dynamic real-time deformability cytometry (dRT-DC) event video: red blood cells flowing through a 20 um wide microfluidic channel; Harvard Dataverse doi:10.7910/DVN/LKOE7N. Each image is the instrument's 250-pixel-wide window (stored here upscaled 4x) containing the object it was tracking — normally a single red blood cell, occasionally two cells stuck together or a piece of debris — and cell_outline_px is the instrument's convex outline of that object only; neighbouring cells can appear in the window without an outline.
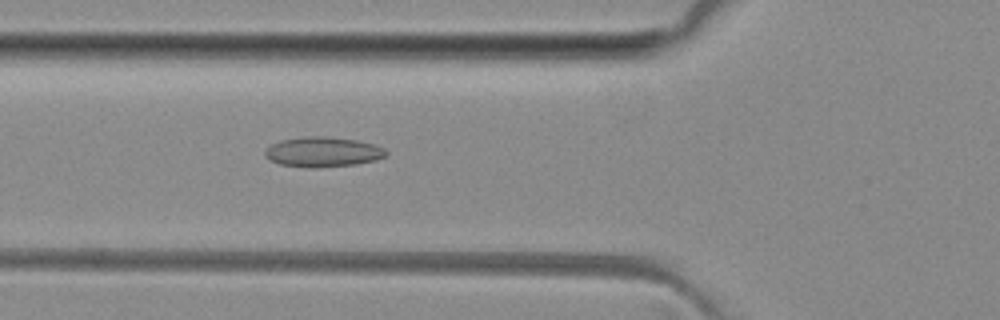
{"species": "common noctule bat (a hibernating species)", "species_latin": "Nyctalus noctula", "temperature_condition": "room temperature", "stored_images_in_passage": 37, "camera_frame_rate_fps": 3000, "um_per_image_px": 0.085, "animal": {"sex": "female", "body_mass_g": 29.2, "forearm_length_mm": 56.3}, "frame": {"image": 1, "passage_image": 6, "time_ms": 1.667, "image_size_px": [1000, 320], "cell_outline_px": [[388, 156], [376, 160], [356, 164], [316, 168], [308, 168], [280, 164], [264, 156], [264, 152], [272, 144], [280, 140], [304, 136], [324, 136], [356, 140], [372, 144], [384, 148], [388, 152]], "centroid_in_image_um": [27.46, 12.92], "position_along_channel_um": 98.3, "area_um2": 21.21}}
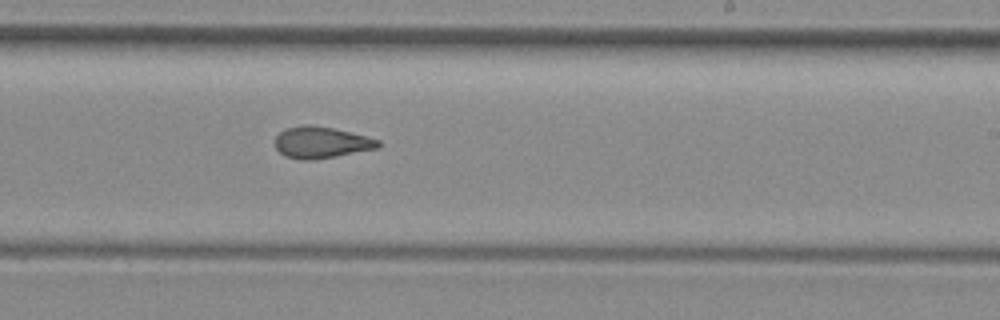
{"frame": {"image": 2, "passage_image": 18, "time_ms": 5.667, "image_size_px": [1000, 320], "cell_outline_px": [[380, 148], [312, 160], [300, 160], [284, 156], [276, 148], [276, 136], [280, 132], [288, 128], [304, 124], [308, 124], [332, 128], [380, 140]], "centroid_in_image_um": [27.29, 12.12], "position_along_channel_um": 261.7, "area_um2": 18.73}}
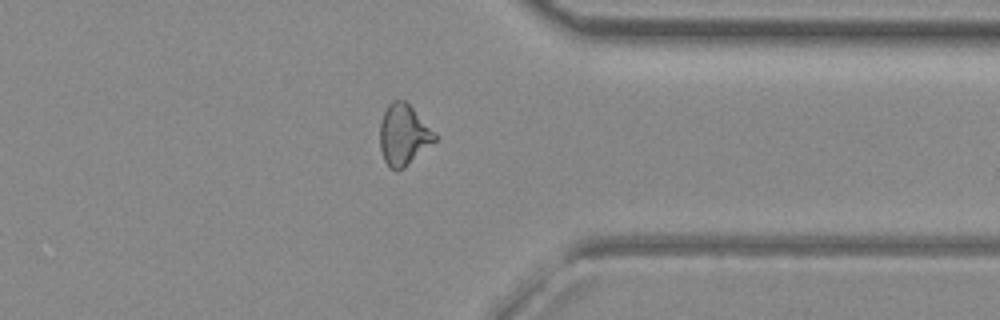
{"frame": {"image": 3, "passage_image": 27, "time_ms": 8.667, "image_size_px": [1000, 320], "cell_outline_px": [[436, 140], [404, 168], [396, 172], [388, 168], [384, 160], [380, 148], [380, 124], [384, 112], [388, 104], [392, 100], [404, 100], [436, 132]], "centroid_in_image_um": [34.29, 11.49], "position_along_channel_um": 377.1, "area_um2": 19.48}, "authors_computed_cell_mechanics": {"area_um2": 19.1896, "velocity_mm_per_s": 4.0749, "shape_relaxation_time_tau1_ms": null, "shape_relaxation_time_tau2_ms": 2.1108, "deformation_change_tau1": null, "deformation_change_tau2": 0.0995}}